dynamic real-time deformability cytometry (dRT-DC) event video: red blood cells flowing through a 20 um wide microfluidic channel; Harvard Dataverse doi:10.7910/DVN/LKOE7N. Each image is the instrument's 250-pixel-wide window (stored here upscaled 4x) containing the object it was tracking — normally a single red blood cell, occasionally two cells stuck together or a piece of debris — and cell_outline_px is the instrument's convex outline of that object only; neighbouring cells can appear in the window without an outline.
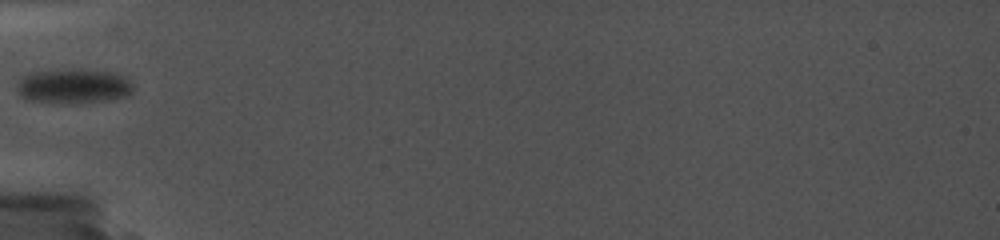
{"species": "common noctule bat (a hibernating species)", "species_latin": "Nyctalus noctula", "temperature_condition": "cold", "stored_images_in_passage": 18, "camera_frame_rate_fps": 5000, "um_per_image_px": 0.085, "animal": {"sex": "female", "body_mass_g": 19.0, "forearm_length_mm": 56.7}, "frame": {"image": 1, "passage_image": 1, "time_ms": 0.0, "image_size_px": [1000, 240], "cell_outline_px": [[132, 92], [124, 96], [100, 100], [68, 104], [28, 100], [20, 96], [16, 92], [16, 88], [20, 80], [28, 72], [108, 72], [120, 76], [128, 80], [132, 84]], "centroid_in_image_um": [6.15, 7.38], "position_along_channel_um": 78.8, "area_um2": 22.14}}
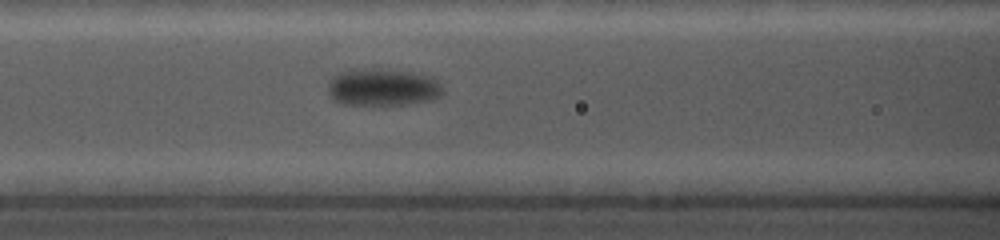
{"frame": {"image": 2, "passage_image": 6, "time_ms": 1.6, "image_size_px": [1000, 240], "cell_outline_px": [[440, 92], [436, 96], [428, 100], [408, 104], [340, 104], [332, 100], [328, 96], [328, 80], [332, 76], [340, 72], [352, 68], [380, 68], [412, 72], [436, 80], [440, 84]], "centroid_in_image_um": [32.38, 7.39], "position_along_channel_um": 134.2, "area_um2": 24.85}}
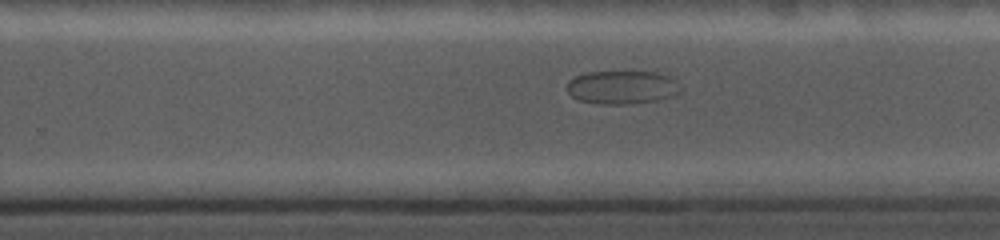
{"frame": {"image": 3, "passage_image": 16, "time_ms": 4.4, "image_size_px": [1000, 240], "cell_outline_px": [[680, 92], [672, 96], [656, 100], [632, 104], [596, 104], [580, 100], [572, 96], [564, 88], [568, 80], [576, 76], [588, 72], [656, 72], [672, 76]], "centroid_in_image_um": [52.82, 7.42], "position_along_channel_um": 277.0, "area_um2": 22.14}}